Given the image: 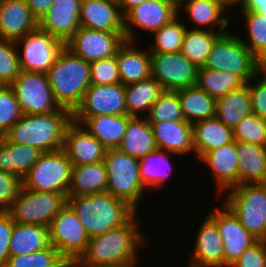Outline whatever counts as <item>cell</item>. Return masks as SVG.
I'll return each instance as SVG.
<instances>
[{
    "label": "cell",
    "instance_id": "cell-34",
    "mask_svg": "<svg viewBox=\"0 0 266 267\" xmlns=\"http://www.w3.org/2000/svg\"><path fill=\"white\" fill-rule=\"evenodd\" d=\"M251 113L248 83L241 89L230 91L216 99L215 117L233 130L245 116Z\"/></svg>",
    "mask_w": 266,
    "mask_h": 267
},
{
    "label": "cell",
    "instance_id": "cell-19",
    "mask_svg": "<svg viewBox=\"0 0 266 267\" xmlns=\"http://www.w3.org/2000/svg\"><path fill=\"white\" fill-rule=\"evenodd\" d=\"M183 6L179 9L178 15L180 18L189 21L187 22L189 25L185 23L187 28L214 31L221 34L232 29L230 23L234 19L231 21L230 18L232 16L234 17V15H230L229 17L228 13L230 12L213 0H188ZM181 12H185L186 14L184 13L182 17L183 14ZM190 22L193 27H188L190 26ZM195 25L196 27H194Z\"/></svg>",
    "mask_w": 266,
    "mask_h": 267
},
{
    "label": "cell",
    "instance_id": "cell-57",
    "mask_svg": "<svg viewBox=\"0 0 266 267\" xmlns=\"http://www.w3.org/2000/svg\"><path fill=\"white\" fill-rule=\"evenodd\" d=\"M56 267H78L77 261L71 259H63Z\"/></svg>",
    "mask_w": 266,
    "mask_h": 267
},
{
    "label": "cell",
    "instance_id": "cell-9",
    "mask_svg": "<svg viewBox=\"0 0 266 267\" xmlns=\"http://www.w3.org/2000/svg\"><path fill=\"white\" fill-rule=\"evenodd\" d=\"M66 203V195L22 187L18 197L6 211L15 223L50 227L53 218Z\"/></svg>",
    "mask_w": 266,
    "mask_h": 267
},
{
    "label": "cell",
    "instance_id": "cell-24",
    "mask_svg": "<svg viewBox=\"0 0 266 267\" xmlns=\"http://www.w3.org/2000/svg\"><path fill=\"white\" fill-rule=\"evenodd\" d=\"M38 27L26 0H0V38L16 42Z\"/></svg>",
    "mask_w": 266,
    "mask_h": 267
},
{
    "label": "cell",
    "instance_id": "cell-43",
    "mask_svg": "<svg viewBox=\"0 0 266 267\" xmlns=\"http://www.w3.org/2000/svg\"><path fill=\"white\" fill-rule=\"evenodd\" d=\"M64 258L52 245L27 255L10 256L3 267H56Z\"/></svg>",
    "mask_w": 266,
    "mask_h": 267
},
{
    "label": "cell",
    "instance_id": "cell-29",
    "mask_svg": "<svg viewBox=\"0 0 266 267\" xmlns=\"http://www.w3.org/2000/svg\"><path fill=\"white\" fill-rule=\"evenodd\" d=\"M239 185L266 183V146L236 141Z\"/></svg>",
    "mask_w": 266,
    "mask_h": 267
},
{
    "label": "cell",
    "instance_id": "cell-44",
    "mask_svg": "<svg viewBox=\"0 0 266 267\" xmlns=\"http://www.w3.org/2000/svg\"><path fill=\"white\" fill-rule=\"evenodd\" d=\"M234 140L266 146V120L256 114L245 116L233 130Z\"/></svg>",
    "mask_w": 266,
    "mask_h": 267
},
{
    "label": "cell",
    "instance_id": "cell-58",
    "mask_svg": "<svg viewBox=\"0 0 266 267\" xmlns=\"http://www.w3.org/2000/svg\"><path fill=\"white\" fill-rule=\"evenodd\" d=\"M140 261L134 262L132 264H126L122 266H116V267H138Z\"/></svg>",
    "mask_w": 266,
    "mask_h": 267
},
{
    "label": "cell",
    "instance_id": "cell-35",
    "mask_svg": "<svg viewBox=\"0 0 266 267\" xmlns=\"http://www.w3.org/2000/svg\"><path fill=\"white\" fill-rule=\"evenodd\" d=\"M164 90L152 76L139 82L125 85V100L128 115L146 117L151 106Z\"/></svg>",
    "mask_w": 266,
    "mask_h": 267
},
{
    "label": "cell",
    "instance_id": "cell-46",
    "mask_svg": "<svg viewBox=\"0 0 266 267\" xmlns=\"http://www.w3.org/2000/svg\"><path fill=\"white\" fill-rule=\"evenodd\" d=\"M22 116L14 90L0 86V134L4 136Z\"/></svg>",
    "mask_w": 266,
    "mask_h": 267
},
{
    "label": "cell",
    "instance_id": "cell-18",
    "mask_svg": "<svg viewBox=\"0 0 266 267\" xmlns=\"http://www.w3.org/2000/svg\"><path fill=\"white\" fill-rule=\"evenodd\" d=\"M236 141L212 149L204 154L199 160L203 166H208L212 174L211 179L215 181L216 196L221 195L234 186L239 185V171L237 160ZM205 164V165H204Z\"/></svg>",
    "mask_w": 266,
    "mask_h": 267
},
{
    "label": "cell",
    "instance_id": "cell-1",
    "mask_svg": "<svg viewBox=\"0 0 266 267\" xmlns=\"http://www.w3.org/2000/svg\"><path fill=\"white\" fill-rule=\"evenodd\" d=\"M136 212L124 225L92 237L78 267H116L140 260L139 251L148 242ZM141 247V248H140Z\"/></svg>",
    "mask_w": 266,
    "mask_h": 267
},
{
    "label": "cell",
    "instance_id": "cell-51",
    "mask_svg": "<svg viewBox=\"0 0 266 267\" xmlns=\"http://www.w3.org/2000/svg\"><path fill=\"white\" fill-rule=\"evenodd\" d=\"M15 222L6 210H0V267L6 264L10 257V240Z\"/></svg>",
    "mask_w": 266,
    "mask_h": 267
},
{
    "label": "cell",
    "instance_id": "cell-5",
    "mask_svg": "<svg viewBox=\"0 0 266 267\" xmlns=\"http://www.w3.org/2000/svg\"><path fill=\"white\" fill-rule=\"evenodd\" d=\"M104 164L107 170L106 192L126 201L139 212L140 208L142 209L140 204L146 200L144 198L147 197L145 195L148 191L141 180L140 159L118 149H110L106 150Z\"/></svg>",
    "mask_w": 266,
    "mask_h": 267
},
{
    "label": "cell",
    "instance_id": "cell-13",
    "mask_svg": "<svg viewBox=\"0 0 266 267\" xmlns=\"http://www.w3.org/2000/svg\"><path fill=\"white\" fill-rule=\"evenodd\" d=\"M151 76L163 90L176 91L197 83L199 68L181 52H150Z\"/></svg>",
    "mask_w": 266,
    "mask_h": 267
},
{
    "label": "cell",
    "instance_id": "cell-27",
    "mask_svg": "<svg viewBox=\"0 0 266 267\" xmlns=\"http://www.w3.org/2000/svg\"><path fill=\"white\" fill-rule=\"evenodd\" d=\"M138 42L125 41L116 52L121 83L139 82L151 76V58L148 47H137Z\"/></svg>",
    "mask_w": 266,
    "mask_h": 267
},
{
    "label": "cell",
    "instance_id": "cell-37",
    "mask_svg": "<svg viewBox=\"0 0 266 267\" xmlns=\"http://www.w3.org/2000/svg\"><path fill=\"white\" fill-rule=\"evenodd\" d=\"M185 121L194 124L215 117L216 99L197 85L176 90Z\"/></svg>",
    "mask_w": 266,
    "mask_h": 267
},
{
    "label": "cell",
    "instance_id": "cell-15",
    "mask_svg": "<svg viewBox=\"0 0 266 267\" xmlns=\"http://www.w3.org/2000/svg\"><path fill=\"white\" fill-rule=\"evenodd\" d=\"M125 41V32H104L79 27L65 42V47L91 63L116 56L117 50Z\"/></svg>",
    "mask_w": 266,
    "mask_h": 267
},
{
    "label": "cell",
    "instance_id": "cell-32",
    "mask_svg": "<svg viewBox=\"0 0 266 267\" xmlns=\"http://www.w3.org/2000/svg\"><path fill=\"white\" fill-rule=\"evenodd\" d=\"M173 155L174 157L178 156L168 151L156 150L140 159L139 171L141 180L149 192L150 190L161 189L164 185L166 186L175 167L171 159Z\"/></svg>",
    "mask_w": 266,
    "mask_h": 267
},
{
    "label": "cell",
    "instance_id": "cell-47",
    "mask_svg": "<svg viewBox=\"0 0 266 267\" xmlns=\"http://www.w3.org/2000/svg\"><path fill=\"white\" fill-rule=\"evenodd\" d=\"M90 79L94 85L121 83L116 56L91 62Z\"/></svg>",
    "mask_w": 266,
    "mask_h": 267
},
{
    "label": "cell",
    "instance_id": "cell-38",
    "mask_svg": "<svg viewBox=\"0 0 266 267\" xmlns=\"http://www.w3.org/2000/svg\"><path fill=\"white\" fill-rule=\"evenodd\" d=\"M240 20H243L245 26V35H239L243 43L253 53V55L262 63L266 64V15L258 12L241 11Z\"/></svg>",
    "mask_w": 266,
    "mask_h": 267
},
{
    "label": "cell",
    "instance_id": "cell-53",
    "mask_svg": "<svg viewBox=\"0 0 266 267\" xmlns=\"http://www.w3.org/2000/svg\"><path fill=\"white\" fill-rule=\"evenodd\" d=\"M240 11L258 12L266 15V0H240Z\"/></svg>",
    "mask_w": 266,
    "mask_h": 267
},
{
    "label": "cell",
    "instance_id": "cell-54",
    "mask_svg": "<svg viewBox=\"0 0 266 267\" xmlns=\"http://www.w3.org/2000/svg\"><path fill=\"white\" fill-rule=\"evenodd\" d=\"M146 0H117L123 16H125L132 8L140 5Z\"/></svg>",
    "mask_w": 266,
    "mask_h": 267
},
{
    "label": "cell",
    "instance_id": "cell-48",
    "mask_svg": "<svg viewBox=\"0 0 266 267\" xmlns=\"http://www.w3.org/2000/svg\"><path fill=\"white\" fill-rule=\"evenodd\" d=\"M252 113L266 120V70L263 68L248 82Z\"/></svg>",
    "mask_w": 266,
    "mask_h": 267
},
{
    "label": "cell",
    "instance_id": "cell-55",
    "mask_svg": "<svg viewBox=\"0 0 266 267\" xmlns=\"http://www.w3.org/2000/svg\"><path fill=\"white\" fill-rule=\"evenodd\" d=\"M219 4H221L223 7H225L229 12L230 14L232 13L229 9H233L235 12H234V15L235 16H240V14L236 13V8L238 9L239 7V3L240 1L239 0H213ZM238 5V7H236Z\"/></svg>",
    "mask_w": 266,
    "mask_h": 267
},
{
    "label": "cell",
    "instance_id": "cell-2",
    "mask_svg": "<svg viewBox=\"0 0 266 267\" xmlns=\"http://www.w3.org/2000/svg\"><path fill=\"white\" fill-rule=\"evenodd\" d=\"M67 204L76 213L89 238L124 225L137 211L108 192L68 195Z\"/></svg>",
    "mask_w": 266,
    "mask_h": 267
},
{
    "label": "cell",
    "instance_id": "cell-56",
    "mask_svg": "<svg viewBox=\"0 0 266 267\" xmlns=\"http://www.w3.org/2000/svg\"><path fill=\"white\" fill-rule=\"evenodd\" d=\"M165 2H167L168 4L172 5L177 11H179V9L181 7H183V5L188 1V0H164Z\"/></svg>",
    "mask_w": 266,
    "mask_h": 267
},
{
    "label": "cell",
    "instance_id": "cell-8",
    "mask_svg": "<svg viewBox=\"0 0 266 267\" xmlns=\"http://www.w3.org/2000/svg\"><path fill=\"white\" fill-rule=\"evenodd\" d=\"M72 163L63 149L44 152L22 178L23 188L68 196Z\"/></svg>",
    "mask_w": 266,
    "mask_h": 267
},
{
    "label": "cell",
    "instance_id": "cell-10",
    "mask_svg": "<svg viewBox=\"0 0 266 267\" xmlns=\"http://www.w3.org/2000/svg\"><path fill=\"white\" fill-rule=\"evenodd\" d=\"M15 43L21 70L44 74H47L65 47V43L61 39L50 35L39 27Z\"/></svg>",
    "mask_w": 266,
    "mask_h": 267
},
{
    "label": "cell",
    "instance_id": "cell-3",
    "mask_svg": "<svg viewBox=\"0 0 266 267\" xmlns=\"http://www.w3.org/2000/svg\"><path fill=\"white\" fill-rule=\"evenodd\" d=\"M72 121V113L61 107L45 114H23L4 136L15 144L53 152L63 149L64 134Z\"/></svg>",
    "mask_w": 266,
    "mask_h": 267
},
{
    "label": "cell",
    "instance_id": "cell-11",
    "mask_svg": "<svg viewBox=\"0 0 266 267\" xmlns=\"http://www.w3.org/2000/svg\"><path fill=\"white\" fill-rule=\"evenodd\" d=\"M49 235L50 245L64 259L74 261H78L85 253L90 239L80 219L67 203L53 218Z\"/></svg>",
    "mask_w": 266,
    "mask_h": 267
},
{
    "label": "cell",
    "instance_id": "cell-25",
    "mask_svg": "<svg viewBox=\"0 0 266 267\" xmlns=\"http://www.w3.org/2000/svg\"><path fill=\"white\" fill-rule=\"evenodd\" d=\"M149 123L158 150L174 153L180 158L194 154L192 124L187 121Z\"/></svg>",
    "mask_w": 266,
    "mask_h": 267
},
{
    "label": "cell",
    "instance_id": "cell-31",
    "mask_svg": "<svg viewBox=\"0 0 266 267\" xmlns=\"http://www.w3.org/2000/svg\"><path fill=\"white\" fill-rule=\"evenodd\" d=\"M42 153L36 147L15 144L3 136L0 142V170L23 178Z\"/></svg>",
    "mask_w": 266,
    "mask_h": 267
},
{
    "label": "cell",
    "instance_id": "cell-45",
    "mask_svg": "<svg viewBox=\"0 0 266 267\" xmlns=\"http://www.w3.org/2000/svg\"><path fill=\"white\" fill-rule=\"evenodd\" d=\"M20 72L16 43L0 38V86H9Z\"/></svg>",
    "mask_w": 266,
    "mask_h": 267
},
{
    "label": "cell",
    "instance_id": "cell-52",
    "mask_svg": "<svg viewBox=\"0 0 266 267\" xmlns=\"http://www.w3.org/2000/svg\"><path fill=\"white\" fill-rule=\"evenodd\" d=\"M26 2L38 22L49 11V8L53 4V0H26Z\"/></svg>",
    "mask_w": 266,
    "mask_h": 267
},
{
    "label": "cell",
    "instance_id": "cell-30",
    "mask_svg": "<svg viewBox=\"0 0 266 267\" xmlns=\"http://www.w3.org/2000/svg\"><path fill=\"white\" fill-rule=\"evenodd\" d=\"M117 149L138 159L158 150L151 125L146 117L129 119L125 136Z\"/></svg>",
    "mask_w": 266,
    "mask_h": 267
},
{
    "label": "cell",
    "instance_id": "cell-41",
    "mask_svg": "<svg viewBox=\"0 0 266 267\" xmlns=\"http://www.w3.org/2000/svg\"><path fill=\"white\" fill-rule=\"evenodd\" d=\"M183 21V22H182ZM184 19L178 15L168 24L163 25L158 31H155L148 46L150 52L157 53H176L182 48L183 38L186 32Z\"/></svg>",
    "mask_w": 266,
    "mask_h": 267
},
{
    "label": "cell",
    "instance_id": "cell-20",
    "mask_svg": "<svg viewBox=\"0 0 266 267\" xmlns=\"http://www.w3.org/2000/svg\"><path fill=\"white\" fill-rule=\"evenodd\" d=\"M191 258L185 267H224L223 241L217 225L206 216L195 233Z\"/></svg>",
    "mask_w": 266,
    "mask_h": 267
},
{
    "label": "cell",
    "instance_id": "cell-36",
    "mask_svg": "<svg viewBox=\"0 0 266 267\" xmlns=\"http://www.w3.org/2000/svg\"><path fill=\"white\" fill-rule=\"evenodd\" d=\"M50 246L49 227L36 224H14L10 256L27 255Z\"/></svg>",
    "mask_w": 266,
    "mask_h": 267
},
{
    "label": "cell",
    "instance_id": "cell-42",
    "mask_svg": "<svg viewBox=\"0 0 266 267\" xmlns=\"http://www.w3.org/2000/svg\"><path fill=\"white\" fill-rule=\"evenodd\" d=\"M148 122L185 121L177 91L164 90L146 116Z\"/></svg>",
    "mask_w": 266,
    "mask_h": 267
},
{
    "label": "cell",
    "instance_id": "cell-22",
    "mask_svg": "<svg viewBox=\"0 0 266 267\" xmlns=\"http://www.w3.org/2000/svg\"><path fill=\"white\" fill-rule=\"evenodd\" d=\"M80 27L104 32H124V16L117 0H82Z\"/></svg>",
    "mask_w": 266,
    "mask_h": 267
},
{
    "label": "cell",
    "instance_id": "cell-4",
    "mask_svg": "<svg viewBox=\"0 0 266 267\" xmlns=\"http://www.w3.org/2000/svg\"><path fill=\"white\" fill-rule=\"evenodd\" d=\"M47 77L56 103L73 113L91 85L90 63L64 47Z\"/></svg>",
    "mask_w": 266,
    "mask_h": 267
},
{
    "label": "cell",
    "instance_id": "cell-6",
    "mask_svg": "<svg viewBox=\"0 0 266 267\" xmlns=\"http://www.w3.org/2000/svg\"><path fill=\"white\" fill-rule=\"evenodd\" d=\"M215 71L230 72L248 83L264 66L240 39L237 32L221 34L212 45L203 66Z\"/></svg>",
    "mask_w": 266,
    "mask_h": 267
},
{
    "label": "cell",
    "instance_id": "cell-12",
    "mask_svg": "<svg viewBox=\"0 0 266 267\" xmlns=\"http://www.w3.org/2000/svg\"><path fill=\"white\" fill-rule=\"evenodd\" d=\"M9 86L14 90L23 114H45L60 108L47 74L21 70Z\"/></svg>",
    "mask_w": 266,
    "mask_h": 267
},
{
    "label": "cell",
    "instance_id": "cell-40",
    "mask_svg": "<svg viewBox=\"0 0 266 267\" xmlns=\"http://www.w3.org/2000/svg\"><path fill=\"white\" fill-rule=\"evenodd\" d=\"M196 85L211 97L218 99L230 91L241 89L246 83L230 72L199 68Z\"/></svg>",
    "mask_w": 266,
    "mask_h": 267
},
{
    "label": "cell",
    "instance_id": "cell-26",
    "mask_svg": "<svg viewBox=\"0 0 266 267\" xmlns=\"http://www.w3.org/2000/svg\"><path fill=\"white\" fill-rule=\"evenodd\" d=\"M129 115H99L93 117H72L92 134L106 150L117 149L125 136Z\"/></svg>",
    "mask_w": 266,
    "mask_h": 267
},
{
    "label": "cell",
    "instance_id": "cell-49",
    "mask_svg": "<svg viewBox=\"0 0 266 267\" xmlns=\"http://www.w3.org/2000/svg\"><path fill=\"white\" fill-rule=\"evenodd\" d=\"M22 178L0 170V210H7L22 189Z\"/></svg>",
    "mask_w": 266,
    "mask_h": 267
},
{
    "label": "cell",
    "instance_id": "cell-28",
    "mask_svg": "<svg viewBox=\"0 0 266 267\" xmlns=\"http://www.w3.org/2000/svg\"><path fill=\"white\" fill-rule=\"evenodd\" d=\"M194 155L200 159L212 149L234 141L233 129L224 125L216 117L192 124Z\"/></svg>",
    "mask_w": 266,
    "mask_h": 267
},
{
    "label": "cell",
    "instance_id": "cell-23",
    "mask_svg": "<svg viewBox=\"0 0 266 267\" xmlns=\"http://www.w3.org/2000/svg\"><path fill=\"white\" fill-rule=\"evenodd\" d=\"M82 0H53L49 11L39 21V28L64 43L80 27Z\"/></svg>",
    "mask_w": 266,
    "mask_h": 267
},
{
    "label": "cell",
    "instance_id": "cell-50",
    "mask_svg": "<svg viewBox=\"0 0 266 267\" xmlns=\"http://www.w3.org/2000/svg\"><path fill=\"white\" fill-rule=\"evenodd\" d=\"M230 267H266V240H257Z\"/></svg>",
    "mask_w": 266,
    "mask_h": 267
},
{
    "label": "cell",
    "instance_id": "cell-17",
    "mask_svg": "<svg viewBox=\"0 0 266 267\" xmlns=\"http://www.w3.org/2000/svg\"><path fill=\"white\" fill-rule=\"evenodd\" d=\"M99 115H128L125 100V85L91 84L72 117H93Z\"/></svg>",
    "mask_w": 266,
    "mask_h": 267
},
{
    "label": "cell",
    "instance_id": "cell-7",
    "mask_svg": "<svg viewBox=\"0 0 266 267\" xmlns=\"http://www.w3.org/2000/svg\"><path fill=\"white\" fill-rule=\"evenodd\" d=\"M222 195L221 201L243 227L258 240H266V183L241 184Z\"/></svg>",
    "mask_w": 266,
    "mask_h": 267
},
{
    "label": "cell",
    "instance_id": "cell-21",
    "mask_svg": "<svg viewBox=\"0 0 266 267\" xmlns=\"http://www.w3.org/2000/svg\"><path fill=\"white\" fill-rule=\"evenodd\" d=\"M63 150L72 166L89 165L104 161L106 149L80 124L72 121L66 128Z\"/></svg>",
    "mask_w": 266,
    "mask_h": 267
},
{
    "label": "cell",
    "instance_id": "cell-16",
    "mask_svg": "<svg viewBox=\"0 0 266 267\" xmlns=\"http://www.w3.org/2000/svg\"><path fill=\"white\" fill-rule=\"evenodd\" d=\"M177 16L178 11L164 0H146L124 16L125 39L139 42V29L153 34Z\"/></svg>",
    "mask_w": 266,
    "mask_h": 267
},
{
    "label": "cell",
    "instance_id": "cell-39",
    "mask_svg": "<svg viewBox=\"0 0 266 267\" xmlns=\"http://www.w3.org/2000/svg\"><path fill=\"white\" fill-rule=\"evenodd\" d=\"M221 33L187 28L181 53L195 66L201 68L207 61L212 45Z\"/></svg>",
    "mask_w": 266,
    "mask_h": 267
},
{
    "label": "cell",
    "instance_id": "cell-14",
    "mask_svg": "<svg viewBox=\"0 0 266 267\" xmlns=\"http://www.w3.org/2000/svg\"><path fill=\"white\" fill-rule=\"evenodd\" d=\"M218 206L207 211L206 215L217 225L223 241L224 267H230L258 239L243 227L223 202Z\"/></svg>",
    "mask_w": 266,
    "mask_h": 267
},
{
    "label": "cell",
    "instance_id": "cell-33",
    "mask_svg": "<svg viewBox=\"0 0 266 267\" xmlns=\"http://www.w3.org/2000/svg\"><path fill=\"white\" fill-rule=\"evenodd\" d=\"M107 170L104 161L72 166L68 195H90L106 192Z\"/></svg>",
    "mask_w": 266,
    "mask_h": 267
}]
</instances>
